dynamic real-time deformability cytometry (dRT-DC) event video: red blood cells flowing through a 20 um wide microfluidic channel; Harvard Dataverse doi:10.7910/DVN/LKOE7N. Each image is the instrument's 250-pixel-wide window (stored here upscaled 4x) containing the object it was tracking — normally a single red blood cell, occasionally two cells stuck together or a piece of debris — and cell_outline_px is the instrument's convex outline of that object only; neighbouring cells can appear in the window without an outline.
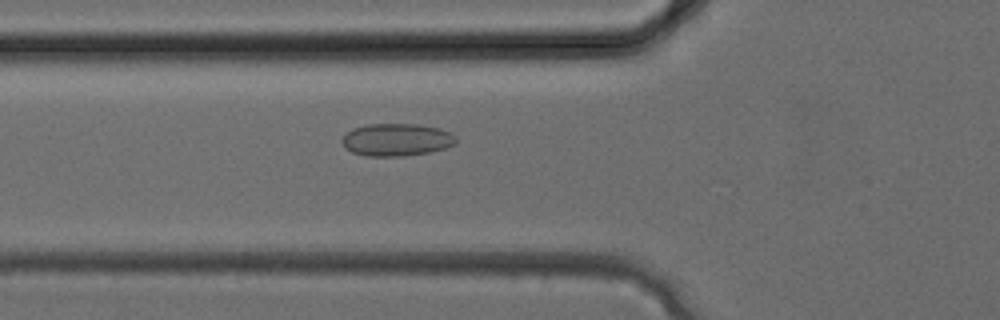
{"species": "common noctule bat (a hibernating species)", "species_latin": "Nyctalus noctula", "temperature_condition": "cold", "stored_images_in_passage": 20, "camera_frame_rate_fps": 3000, "um_per_image_px": 0.085, "animal": {"sex": "female", "body_mass_g": 24.6, "forearm_length_mm": 56.2}, "frame": {"image": 1, "passage_image": 11, "time_ms": 3.333, "image_size_px": [1000, 320], "cell_outline_px": [[456, 144], [444, 148], [428, 152], [404, 156], [368, 156], [352, 152], [344, 148], [340, 140], [352, 128], [368, 124], [416, 124], [440, 128], [452, 132], [456, 136]], "centroid_in_image_um": [33.71, 11.87], "position_along_channel_um": 92.1, "area_um2": 21.73}}
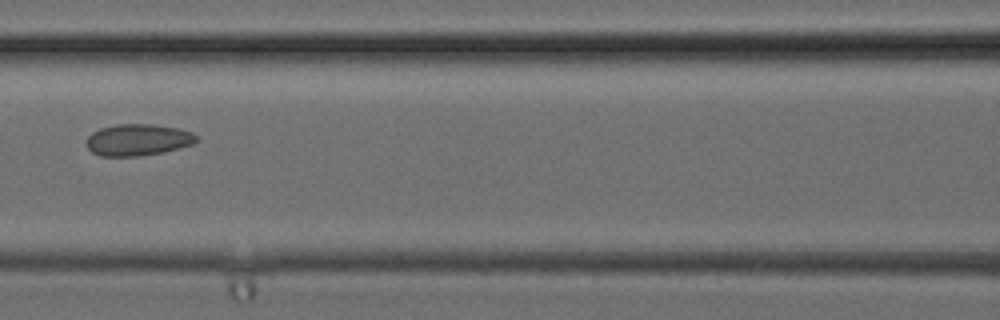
{"frame": {"image": 2, "passage_image": 14, "time_ms": 4.333, "image_size_px": [1000, 320], "cell_outline_px": [[196, 140], [192, 144], [164, 152], [140, 156], [100, 156], [92, 152], [84, 144], [88, 136], [92, 132], [100, 128], [116, 124], [152, 124], [180, 128], [192, 132], [196, 136]], "centroid_in_image_um": [11.68, 11.88], "position_along_channel_um": 154.9, "area_um2": 20.4}}
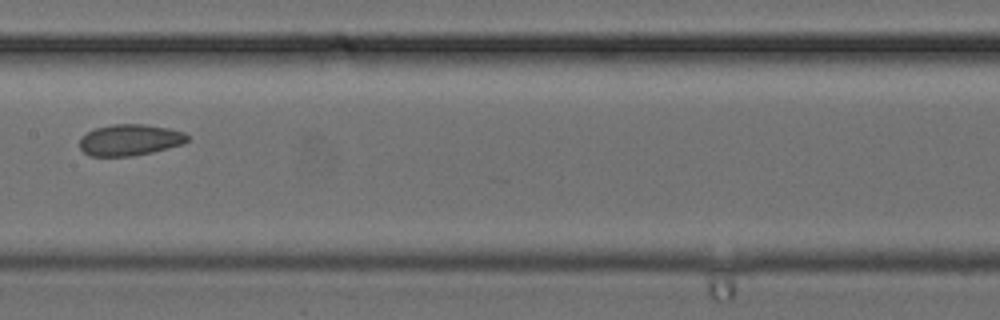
{"frame": {"image": 3, "passage_image": 16, "time_ms": 5.0, "image_size_px": [1000, 320], "cell_outline_px": [[188, 140], [184, 144], [152, 152], [132, 156], [88, 156], [80, 148], [80, 136], [96, 128], [112, 124], [144, 124], [168, 128], [184, 132], [188, 136]], "centroid_in_image_um": [11.03, 11.9], "position_along_channel_um": 196.4, "area_um2": 19.71}}